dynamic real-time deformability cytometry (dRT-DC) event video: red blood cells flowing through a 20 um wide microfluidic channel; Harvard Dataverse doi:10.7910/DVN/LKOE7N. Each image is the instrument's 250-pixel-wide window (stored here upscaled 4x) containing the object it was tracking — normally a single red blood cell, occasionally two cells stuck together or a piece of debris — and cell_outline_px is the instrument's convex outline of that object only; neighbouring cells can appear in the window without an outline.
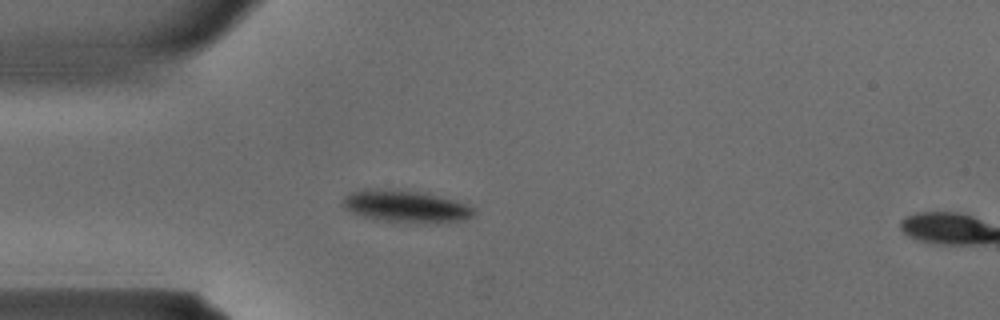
{"species": "common noctule bat (a hibernating species)", "species_latin": "Nyctalus noctula", "temperature_condition": "warm", "stored_images_in_passage": 10, "camera_frame_rate_fps": 3000, "um_per_image_px": 0.085, "animal": {"sex": "male", "body_mass_g": 15.6}, "frame": {"image": 1, "passage_image": 9, "time_ms": 2.667, "image_size_px": [1000, 320], "cell_outline_px": [[476, 212], [472, 216], [460, 220], [384, 220], [364, 216], [352, 212], [344, 208], [340, 204], [344, 196], [352, 192], [364, 188], [376, 188], [416, 192], [436, 196], [452, 200], [464, 204], [472, 208]], "centroid_in_image_um": [34.34, 17.48], "position_along_channel_um": 50.7, "area_um2": 22.95}}